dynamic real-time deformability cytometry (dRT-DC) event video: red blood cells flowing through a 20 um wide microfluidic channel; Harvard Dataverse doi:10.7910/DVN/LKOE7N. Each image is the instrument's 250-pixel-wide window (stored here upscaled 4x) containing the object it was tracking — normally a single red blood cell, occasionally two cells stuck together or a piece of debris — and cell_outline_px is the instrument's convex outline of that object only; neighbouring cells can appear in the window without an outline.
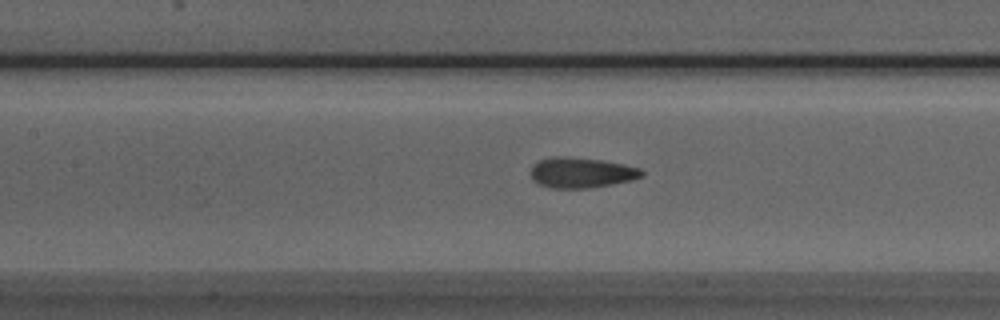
{"species": "Egyptian fruit bat (a non-hibernating species)", "species_latin": "Rousettus aegyptiacus", "temperature_condition": "room temperature", "stored_images_in_passage": 32, "camera_frame_rate_fps": 3000, "um_per_image_px": 0.085, "animal": {"sex": "male"}, "frame": {"image": 1, "passage_image": 14, "time_ms": 4.333, "image_size_px": [1000, 320], "cell_outline_px": [[644, 176], [632, 180], [612, 184], [588, 188], [548, 188], [532, 180], [532, 164], [540, 160], [552, 156], [560, 156], [600, 160], [624, 164], [640, 168], [644, 172]], "centroid_in_image_um": [49.42, 14.68], "position_along_channel_um": 158.0, "area_um2": 19.65}}
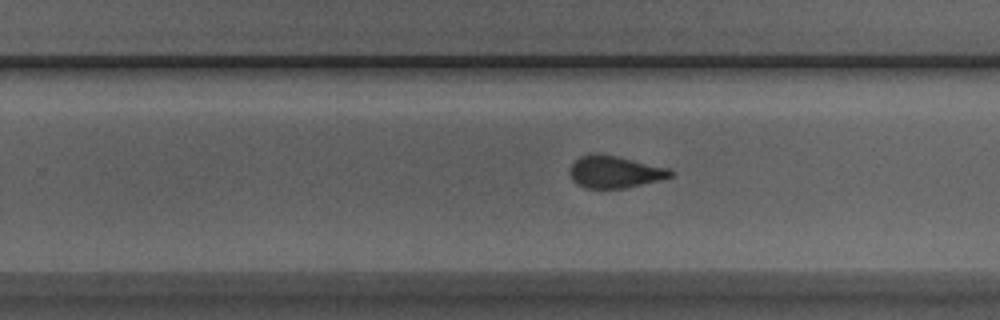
{"frame": {"image": 2, "passage_image": 23, "time_ms": 7.333, "image_size_px": [1000, 320], "cell_outline_px": [[676, 172], [672, 176], [660, 180], [624, 188], [584, 188], [576, 184], [572, 180], [568, 172], [568, 168], [580, 156], [592, 152], [596, 152], [616, 156], [668, 168]], "centroid_in_image_um": [52.2, 14.6], "position_along_channel_um": 277.6, "area_um2": 19.02}}
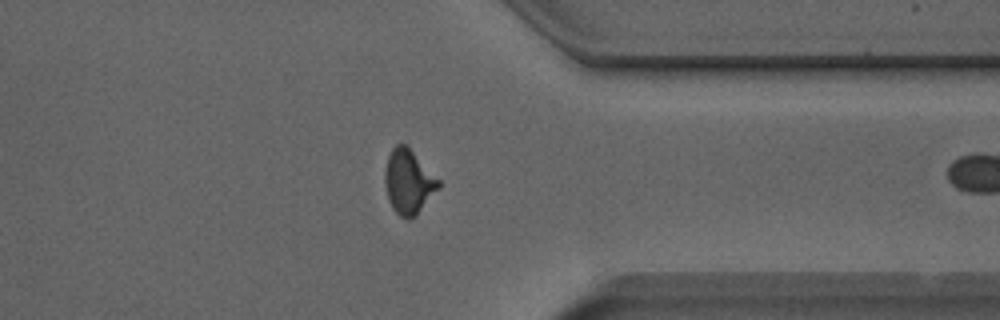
{"frame": {"image": 3, "passage_image": 31, "time_ms": 10.0, "image_size_px": [1000, 320], "cell_outline_px": [[440, 188], [416, 216], [408, 220], [404, 220], [392, 208], [388, 200], [384, 180], [384, 172], [388, 156], [392, 148], [396, 144], [404, 144], [440, 180]], "centroid_in_image_um": [34.72, 15.5], "position_along_channel_um": 376.7, "area_um2": 20.11}}